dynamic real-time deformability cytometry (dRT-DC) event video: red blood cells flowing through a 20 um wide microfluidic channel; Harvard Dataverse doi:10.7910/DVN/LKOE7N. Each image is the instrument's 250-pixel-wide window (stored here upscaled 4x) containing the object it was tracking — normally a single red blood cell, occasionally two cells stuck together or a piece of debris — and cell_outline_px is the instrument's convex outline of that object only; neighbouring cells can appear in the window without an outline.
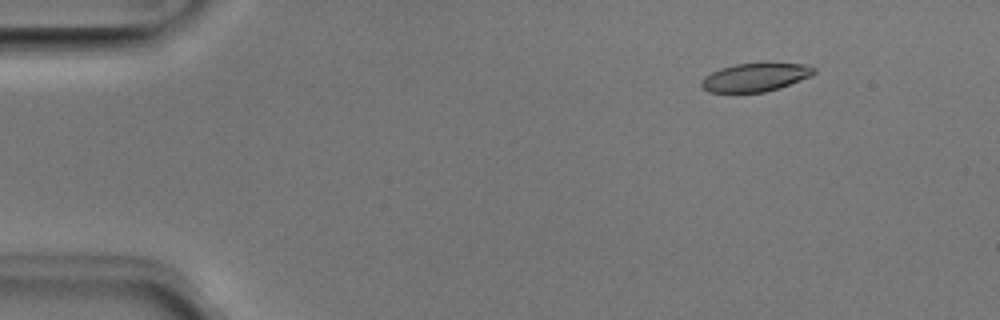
{"species": "Egyptian fruit bat (a non-hibernating species)", "species_latin": "Rousettus aegyptiacus", "temperature_condition": "room temperature", "stored_images_in_passage": 16, "camera_frame_rate_fps": 3000, "um_per_image_px": 0.085, "animal": {"sex": "male"}, "frame": {"image": 1, "passage_image": 7, "time_ms": 2.0, "image_size_px": [1000, 320], "cell_outline_px": [[816, 72], [812, 76], [780, 88], [764, 92], [708, 92], [700, 84], [700, 80], [704, 76], [720, 68], [736, 64], [808, 64], [816, 68]], "centroid_in_image_um": [64.21, 6.58], "position_along_channel_um": 20.8, "area_um2": 18.5}}